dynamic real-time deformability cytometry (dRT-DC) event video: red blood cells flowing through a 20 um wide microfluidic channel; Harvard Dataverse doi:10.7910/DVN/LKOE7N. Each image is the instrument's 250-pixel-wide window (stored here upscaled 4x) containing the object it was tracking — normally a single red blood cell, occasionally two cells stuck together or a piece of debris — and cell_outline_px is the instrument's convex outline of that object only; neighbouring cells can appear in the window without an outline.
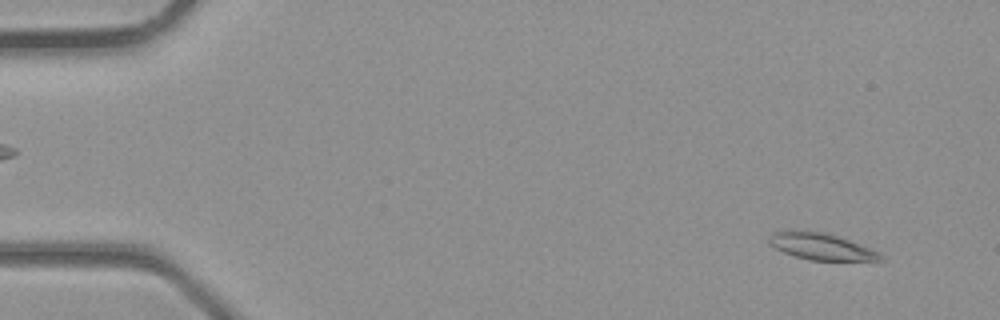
{"species": "common noctule bat (a hibernating species)", "species_latin": "Nyctalus noctula", "temperature_condition": "room temperature", "stored_images_in_passage": 38, "camera_frame_rate_fps": 3000, "um_per_image_px": 0.085, "animal": {"sex": "male", "body_mass_g": 23.1, "forearm_length_mm": 52.7}, "frame": {"image": 1, "passage_image": 3, "time_ms": 0.667, "image_size_px": [1000, 320], "cell_outline_px": [[884, 260], [812, 260], [796, 256], [784, 252], [768, 244], [768, 236], [772, 232], [788, 228], [820, 232], [836, 236], [848, 240], [880, 252], [884, 256]], "centroid_in_image_um": [69.72, 20.92], "position_along_channel_um": 15.3, "area_um2": 17.34}}
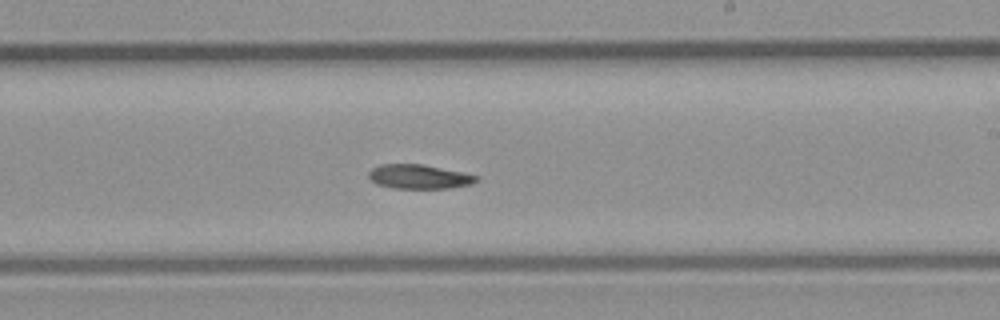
{"frame": {"image": 2, "passage_image": 23, "time_ms": 7.333, "image_size_px": [1000, 320], "cell_outline_px": [[480, 176], [472, 184], [452, 188], [392, 188], [376, 184], [368, 176], [368, 172], [372, 168], [380, 164], [424, 164], [464, 172]], "centroid_in_image_um": [35.63, 15.01], "position_along_channel_um": 253.4, "area_um2": 15.37}}
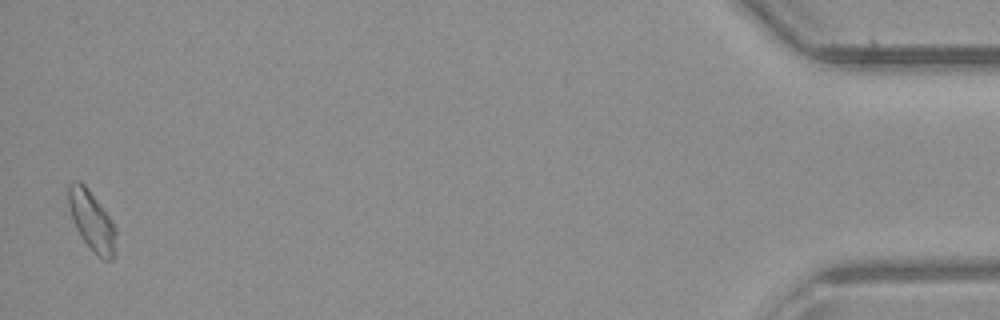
{"frame": {"image": 3, "passage_image": 38, "time_ms": 12.333, "image_size_px": [1000, 320], "cell_outline_px": [[116, 252], [112, 260], [104, 260], [80, 236], [76, 228], [68, 204], [68, 184], [72, 180], [80, 180], [88, 188], [112, 220], [116, 228]], "centroid_in_image_um": [7.82, 18.73], "position_along_channel_um": 427.4, "area_um2": 16.47}}